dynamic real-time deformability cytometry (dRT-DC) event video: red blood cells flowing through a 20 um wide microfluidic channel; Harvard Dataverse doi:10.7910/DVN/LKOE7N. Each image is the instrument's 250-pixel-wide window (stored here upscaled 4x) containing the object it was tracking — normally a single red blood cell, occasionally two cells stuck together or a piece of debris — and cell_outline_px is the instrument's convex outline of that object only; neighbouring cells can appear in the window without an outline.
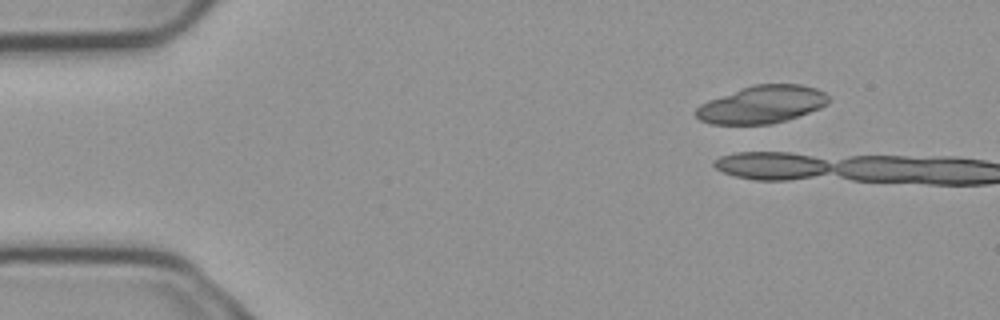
{"species": "common noctule bat (a hibernating species)", "species_latin": "Nyctalus noctula", "temperature_condition": "cold", "stored_images_in_passage": 3, "camera_frame_rate_fps": 3000, "um_per_image_px": 0.085, "animal": {"sex": "male", "body_mass_g": 23.1, "forearm_length_mm": 52.7}, "frame": {"image": 1, "passage_image": 2, "time_ms": 0.333, "image_size_px": [1000, 320], "cell_outline_px": [[828, 104], [820, 108], [772, 124], [712, 124], [700, 120], [696, 116], [696, 108], [700, 104], [708, 100], [740, 88], [752, 84], [800, 84], [816, 88], [824, 92], [828, 96]], "centroid_in_image_um": [64.74, 8.87], "position_along_channel_um": 20.3, "area_um2": 28.96}}